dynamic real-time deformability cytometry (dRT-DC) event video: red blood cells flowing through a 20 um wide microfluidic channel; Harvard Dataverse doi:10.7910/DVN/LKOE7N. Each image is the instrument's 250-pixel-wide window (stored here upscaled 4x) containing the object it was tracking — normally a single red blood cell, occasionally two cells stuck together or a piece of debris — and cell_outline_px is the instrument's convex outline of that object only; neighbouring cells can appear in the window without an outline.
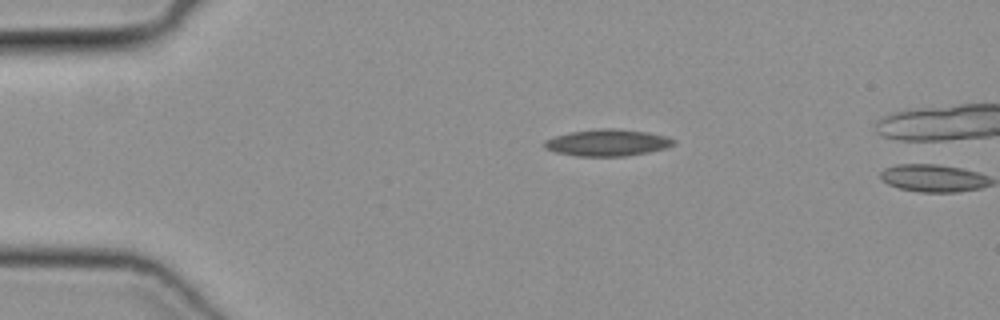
{"species": "common noctule bat (a hibernating species)", "species_latin": "Nyctalus noctula", "temperature_condition": "cold", "stored_images_in_passage": 2, "camera_frame_rate_fps": 3000, "um_per_image_px": 0.085, "animal": {"sex": "female", "body_mass_g": 19.3, "forearm_length_mm": 54.1}, "frame": {"image": 1, "passage_image": 1, "time_ms": 0.0, "image_size_px": [1000, 320], "cell_outline_px": [[676, 144], [664, 148], [648, 152], [624, 156], [576, 156], [556, 152], [544, 148], [544, 140], [556, 136], [572, 132], [600, 128], [616, 128], [648, 132], [668, 136], [676, 140]], "centroid_in_image_um": [51.66, 12.12], "position_along_channel_um": 33.3, "area_um2": 20.11}}